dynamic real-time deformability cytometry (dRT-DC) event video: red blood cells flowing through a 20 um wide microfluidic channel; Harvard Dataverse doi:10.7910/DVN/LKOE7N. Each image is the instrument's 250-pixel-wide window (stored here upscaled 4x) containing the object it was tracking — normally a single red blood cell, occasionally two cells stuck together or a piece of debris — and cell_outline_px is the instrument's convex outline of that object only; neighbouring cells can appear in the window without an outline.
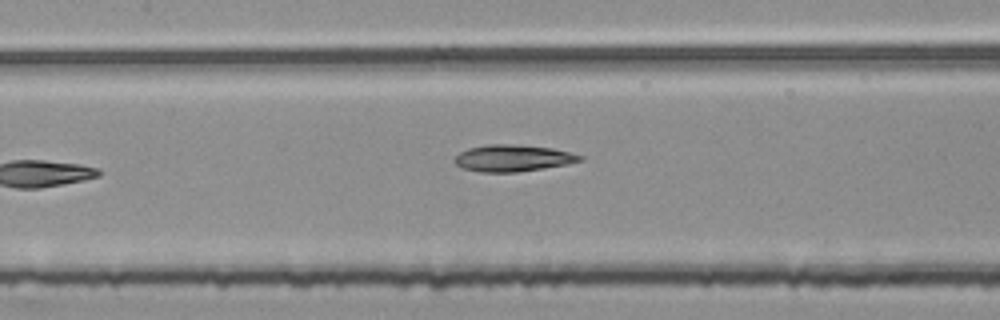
{"species": "common noctule bat (a hibernating species)", "species_latin": "Nyctalus noctula", "temperature_condition": "room temperature", "stored_images_in_passage": 5, "camera_frame_rate_fps": 3000, "um_per_image_px": 0.085, "animal": {"sex": "female", "body_mass_g": 25.1}, "frame": {"image": 1, "passage_image": 5, "time_ms": 1.333, "image_size_px": [1000, 320], "cell_outline_px": [[584, 160], [568, 164], [516, 172], [480, 172], [464, 168], [456, 164], [452, 160], [460, 152], [468, 148], [488, 144], [516, 144], [552, 148], [584, 156]], "centroid_in_image_um": [43.59, 13.43], "position_along_channel_um": 163.8, "area_um2": 19.48}}